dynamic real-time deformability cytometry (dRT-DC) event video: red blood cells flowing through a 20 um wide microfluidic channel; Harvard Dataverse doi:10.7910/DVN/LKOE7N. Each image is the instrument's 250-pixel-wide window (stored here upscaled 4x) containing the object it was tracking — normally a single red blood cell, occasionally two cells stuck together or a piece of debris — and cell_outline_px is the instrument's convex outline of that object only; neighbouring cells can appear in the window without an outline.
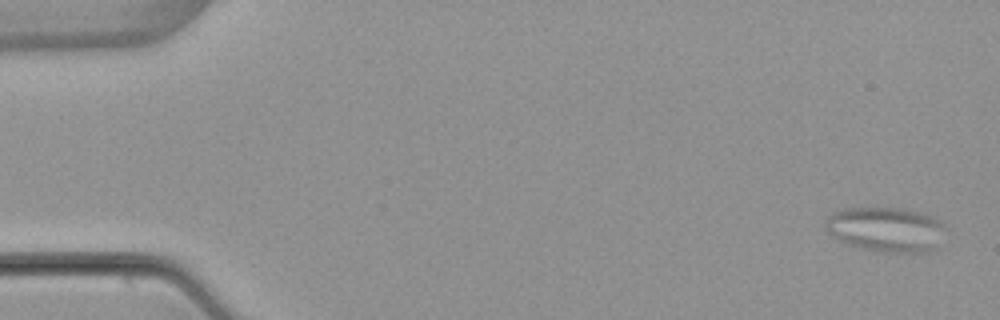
{"species": "common noctule bat (a hibernating species)", "species_latin": "Nyctalus noctula", "temperature_condition": "warm", "stored_images_in_passage": 5, "camera_frame_rate_fps": 3000, "um_per_image_px": 0.085, "animal": {"sex": "female", "body_mass_g": 22.7, "forearm_length_mm": 54.2}, "frame": {"image": 1, "passage_image": 1, "time_ms": 0.0, "image_size_px": [1000, 320], "cell_outline_px": [[948, 228], [936, 248], [928, 252], [876, 252], [860, 248], [848, 244], [832, 236], [824, 228], [824, 220], [832, 212], [844, 208], [904, 208], [924, 212], [936, 216]], "centroid_in_image_um": [75.35, 19.49], "position_along_channel_um": 9.7, "area_um2": 32.14}}
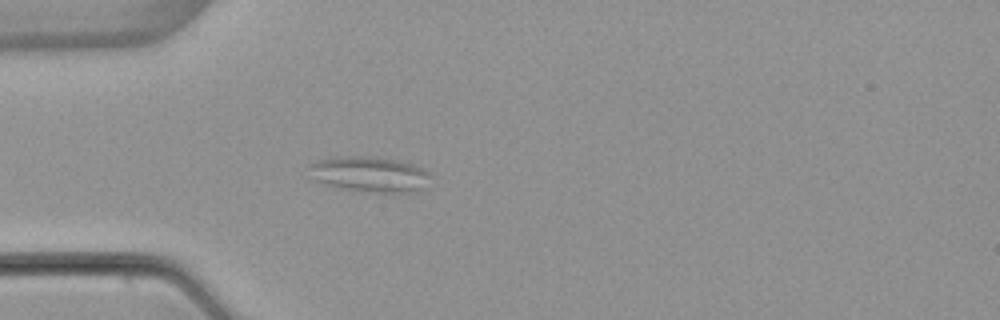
{"frame": {"image": 2, "passage_image": 5, "time_ms": 4.667, "image_size_px": [1000, 320], "cell_outline_px": [[432, 176], [424, 188], [420, 192], [376, 192], [340, 188], [316, 180], [308, 164], [316, 160], [340, 156], [376, 156], [396, 160], [412, 164], [428, 172]], "centroid_in_image_um": [31.47, 14.8], "position_along_channel_um": 53.5, "area_um2": 24.97}}